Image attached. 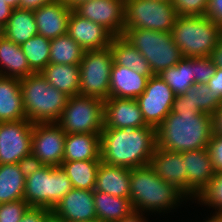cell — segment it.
I'll return each mask as SVG.
<instances>
[{"label":"cell","instance_id":"bcb514c9","mask_svg":"<svg viewBox=\"0 0 222 222\" xmlns=\"http://www.w3.org/2000/svg\"><path fill=\"white\" fill-rule=\"evenodd\" d=\"M53 1L56 0H20L18 8L35 11L37 8L52 3Z\"/></svg>","mask_w":222,"mask_h":222},{"label":"cell","instance_id":"f546056e","mask_svg":"<svg viewBox=\"0 0 222 222\" xmlns=\"http://www.w3.org/2000/svg\"><path fill=\"white\" fill-rule=\"evenodd\" d=\"M101 160H77L62 162L61 167L73 188L94 190L97 170Z\"/></svg>","mask_w":222,"mask_h":222},{"label":"cell","instance_id":"6da1fadb","mask_svg":"<svg viewBox=\"0 0 222 222\" xmlns=\"http://www.w3.org/2000/svg\"><path fill=\"white\" fill-rule=\"evenodd\" d=\"M156 148V129L139 128L103 129L100 134L101 161L128 169L150 163Z\"/></svg>","mask_w":222,"mask_h":222},{"label":"cell","instance_id":"c3c4849f","mask_svg":"<svg viewBox=\"0 0 222 222\" xmlns=\"http://www.w3.org/2000/svg\"><path fill=\"white\" fill-rule=\"evenodd\" d=\"M13 8L5 0H0V24L5 27Z\"/></svg>","mask_w":222,"mask_h":222},{"label":"cell","instance_id":"7402d4cb","mask_svg":"<svg viewBox=\"0 0 222 222\" xmlns=\"http://www.w3.org/2000/svg\"><path fill=\"white\" fill-rule=\"evenodd\" d=\"M131 169L109 165L101 161L94 190L116 197L130 198Z\"/></svg>","mask_w":222,"mask_h":222},{"label":"cell","instance_id":"7a4b0ae2","mask_svg":"<svg viewBox=\"0 0 222 222\" xmlns=\"http://www.w3.org/2000/svg\"><path fill=\"white\" fill-rule=\"evenodd\" d=\"M213 133L212 115L170 112L156 128V146L177 152L207 148Z\"/></svg>","mask_w":222,"mask_h":222},{"label":"cell","instance_id":"4dcf8cb0","mask_svg":"<svg viewBox=\"0 0 222 222\" xmlns=\"http://www.w3.org/2000/svg\"><path fill=\"white\" fill-rule=\"evenodd\" d=\"M25 177L18 164H0V204L24 197Z\"/></svg>","mask_w":222,"mask_h":222},{"label":"cell","instance_id":"44dd1931","mask_svg":"<svg viewBox=\"0 0 222 222\" xmlns=\"http://www.w3.org/2000/svg\"><path fill=\"white\" fill-rule=\"evenodd\" d=\"M148 76L134 72L124 66L112 65L109 98L136 99L145 90Z\"/></svg>","mask_w":222,"mask_h":222},{"label":"cell","instance_id":"11a10c76","mask_svg":"<svg viewBox=\"0 0 222 222\" xmlns=\"http://www.w3.org/2000/svg\"><path fill=\"white\" fill-rule=\"evenodd\" d=\"M46 222H60V221L51 216Z\"/></svg>","mask_w":222,"mask_h":222},{"label":"cell","instance_id":"4fadbf2b","mask_svg":"<svg viewBox=\"0 0 222 222\" xmlns=\"http://www.w3.org/2000/svg\"><path fill=\"white\" fill-rule=\"evenodd\" d=\"M66 133L57 123L33 124L31 153L45 166H61Z\"/></svg>","mask_w":222,"mask_h":222},{"label":"cell","instance_id":"1f68e13d","mask_svg":"<svg viewBox=\"0 0 222 222\" xmlns=\"http://www.w3.org/2000/svg\"><path fill=\"white\" fill-rule=\"evenodd\" d=\"M174 92L175 96L185 94L195 83L194 58H182L177 65L158 74Z\"/></svg>","mask_w":222,"mask_h":222},{"label":"cell","instance_id":"277c9868","mask_svg":"<svg viewBox=\"0 0 222 222\" xmlns=\"http://www.w3.org/2000/svg\"><path fill=\"white\" fill-rule=\"evenodd\" d=\"M20 86L27 120L33 124L58 122L69 96L51 86L40 73L20 79Z\"/></svg>","mask_w":222,"mask_h":222},{"label":"cell","instance_id":"ee69618b","mask_svg":"<svg viewBox=\"0 0 222 222\" xmlns=\"http://www.w3.org/2000/svg\"><path fill=\"white\" fill-rule=\"evenodd\" d=\"M205 16L222 28V0H209Z\"/></svg>","mask_w":222,"mask_h":222},{"label":"cell","instance_id":"816d5d0a","mask_svg":"<svg viewBox=\"0 0 222 222\" xmlns=\"http://www.w3.org/2000/svg\"><path fill=\"white\" fill-rule=\"evenodd\" d=\"M62 1L68 8L75 9L79 4L84 3L88 0H60Z\"/></svg>","mask_w":222,"mask_h":222},{"label":"cell","instance_id":"603a6c76","mask_svg":"<svg viewBox=\"0 0 222 222\" xmlns=\"http://www.w3.org/2000/svg\"><path fill=\"white\" fill-rule=\"evenodd\" d=\"M26 118L20 79L0 76V122L20 121Z\"/></svg>","mask_w":222,"mask_h":222},{"label":"cell","instance_id":"6f0895ef","mask_svg":"<svg viewBox=\"0 0 222 222\" xmlns=\"http://www.w3.org/2000/svg\"><path fill=\"white\" fill-rule=\"evenodd\" d=\"M159 1L172 2L173 0H159Z\"/></svg>","mask_w":222,"mask_h":222},{"label":"cell","instance_id":"9c48e42d","mask_svg":"<svg viewBox=\"0 0 222 222\" xmlns=\"http://www.w3.org/2000/svg\"><path fill=\"white\" fill-rule=\"evenodd\" d=\"M103 102L80 94L68 97L57 124L66 134L101 133L104 128Z\"/></svg>","mask_w":222,"mask_h":222},{"label":"cell","instance_id":"8992f818","mask_svg":"<svg viewBox=\"0 0 222 222\" xmlns=\"http://www.w3.org/2000/svg\"><path fill=\"white\" fill-rule=\"evenodd\" d=\"M122 37L144 56L153 75L174 67L183 58L171 32L124 29Z\"/></svg>","mask_w":222,"mask_h":222},{"label":"cell","instance_id":"52a82bcc","mask_svg":"<svg viewBox=\"0 0 222 222\" xmlns=\"http://www.w3.org/2000/svg\"><path fill=\"white\" fill-rule=\"evenodd\" d=\"M73 188L61 166H44L25 178L23 199L30 207L52 209Z\"/></svg>","mask_w":222,"mask_h":222},{"label":"cell","instance_id":"681fc988","mask_svg":"<svg viewBox=\"0 0 222 222\" xmlns=\"http://www.w3.org/2000/svg\"><path fill=\"white\" fill-rule=\"evenodd\" d=\"M213 133L222 136V105L212 115Z\"/></svg>","mask_w":222,"mask_h":222},{"label":"cell","instance_id":"ffe728a7","mask_svg":"<svg viewBox=\"0 0 222 222\" xmlns=\"http://www.w3.org/2000/svg\"><path fill=\"white\" fill-rule=\"evenodd\" d=\"M72 9L62 1L56 0L37 8L34 13L38 34L54 39L67 34L68 20Z\"/></svg>","mask_w":222,"mask_h":222},{"label":"cell","instance_id":"484cf974","mask_svg":"<svg viewBox=\"0 0 222 222\" xmlns=\"http://www.w3.org/2000/svg\"><path fill=\"white\" fill-rule=\"evenodd\" d=\"M40 74L47 82L67 96L79 95V65L48 64Z\"/></svg>","mask_w":222,"mask_h":222},{"label":"cell","instance_id":"8d00e7d4","mask_svg":"<svg viewBox=\"0 0 222 222\" xmlns=\"http://www.w3.org/2000/svg\"><path fill=\"white\" fill-rule=\"evenodd\" d=\"M178 16H205L209 0H173Z\"/></svg>","mask_w":222,"mask_h":222},{"label":"cell","instance_id":"cb8c5ba5","mask_svg":"<svg viewBox=\"0 0 222 222\" xmlns=\"http://www.w3.org/2000/svg\"><path fill=\"white\" fill-rule=\"evenodd\" d=\"M32 74L20 45L0 37V76L22 79Z\"/></svg>","mask_w":222,"mask_h":222},{"label":"cell","instance_id":"9f6ffc18","mask_svg":"<svg viewBox=\"0 0 222 222\" xmlns=\"http://www.w3.org/2000/svg\"><path fill=\"white\" fill-rule=\"evenodd\" d=\"M4 36V27L0 24V37Z\"/></svg>","mask_w":222,"mask_h":222},{"label":"cell","instance_id":"30bf717a","mask_svg":"<svg viewBox=\"0 0 222 222\" xmlns=\"http://www.w3.org/2000/svg\"><path fill=\"white\" fill-rule=\"evenodd\" d=\"M113 56L110 46L100 50L85 51L79 64V94L105 101L109 98Z\"/></svg>","mask_w":222,"mask_h":222},{"label":"cell","instance_id":"d6986e66","mask_svg":"<svg viewBox=\"0 0 222 222\" xmlns=\"http://www.w3.org/2000/svg\"><path fill=\"white\" fill-rule=\"evenodd\" d=\"M149 165L164 182L175 186L187 197V175L180 152L156 146Z\"/></svg>","mask_w":222,"mask_h":222},{"label":"cell","instance_id":"ac0fdd59","mask_svg":"<svg viewBox=\"0 0 222 222\" xmlns=\"http://www.w3.org/2000/svg\"><path fill=\"white\" fill-rule=\"evenodd\" d=\"M67 34L85 51L107 48L114 37L98 23L80 17L73 10L68 20Z\"/></svg>","mask_w":222,"mask_h":222},{"label":"cell","instance_id":"60d3db41","mask_svg":"<svg viewBox=\"0 0 222 222\" xmlns=\"http://www.w3.org/2000/svg\"><path fill=\"white\" fill-rule=\"evenodd\" d=\"M17 164L19 170L25 178L34 174L36 171L45 166L43 162L32 153L19 160Z\"/></svg>","mask_w":222,"mask_h":222},{"label":"cell","instance_id":"d4e9b609","mask_svg":"<svg viewBox=\"0 0 222 222\" xmlns=\"http://www.w3.org/2000/svg\"><path fill=\"white\" fill-rule=\"evenodd\" d=\"M101 133L66 134L63 161L101 160Z\"/></svg>","mask_w":222,"mask_h":222},{"label":"cell","instance_id":"db71d44e","mask_svg":"<svg viewBox=\"0 0 222 222\" xmlns=\"http://www.w3.org/2000/svg\"><path fill=\"white\" fill-rule=\"evenodd\" d=\"M8 5H10L13 9L19 7L20 0H5Z\"/></svg>","mask_w":222,"mask_h":222},{"label":"cell","instance_id":"3957f363","mask_svg":"<svg viewBox=\"0 0 222 222\" xmlns=\"http://www.w3.org/2000/svg\"><path fill=\"white\" fill-rule=\"evenodd\" d=\"M130 201L134 211L169 213L189 199L175 186L164 182L148 164L131 169Z\"/></svg>","mask_w":222,"mask_h":222},{"label":"cell","instance_id":"5b68a950","mask_svg":"<svg viewBox=\"0 0 222 222\" xmlns=\"http://www.w3.org/2000/svg\"><path fill=\"white\" fill-rule=\"evenodd\" d=\"M171 34L182 57H204L211 56L222 28L206 16H178Z\"/></svg>","mask_w":222,"mask_h":222},{"label":"cell","instance_id":"ba28073f","mask_svg":"<svg viewBox=\"0 0 222 222\" xmlns=\"http://www.w3.org/2000/svg\"><path fill=\"white\" fill-rule=\"evenodd\" d=\"M177 17L172 2L124 0V29L171 32Z\"/></svg>","mask_w":222,"mask_h":222},{"label":"cell","instance_id":"836d02e7","mask_svg":"<svg viewBox=\"0 0 222 222\" xmlns=\"http://www.w3.org/2000/svg\"><path fill=\"white\" fill-rule=\"evenodd\" d=\"M50 42V39L37 34L20 45L34 73H40L49 64Z\"/></svg>","mask_w":222,"mask_h":222},{"label":"cell","instance_id":"e0dca14e","mask_svg":"<svg viewBox=\"0 0 222 222\" xmlns=\"http://www.w3.org/2000/svg\"><path fill=\"white\" fill-rule=\"evenodd\" d=\"M104 128H139L147 126L136 99L112 97L104 102Z\"/></svg>","mask_w":222,"mask_h":222},{"label":"cell","instance_id":"f6af8a7d","mask_svg":"<svg viewBox=\"0 0 222 222\" xmlns=\"http://www.w3.org/2000/svg\"><path fill=\"white\" fill-rule=\"evenodd\" d=\"M207 84L210 90L222 100V69L216 68L215 75Z\"/></svg>","mask_w":222,"mask_h":222},{"label":"cell","instance_id":"7bdbcfd3","mask_svg":"<svg viewBox=\"0 0 222 222\" xmlns=\"http://www.w3.org/2000/svg\"><path fill=\"white\" fill-rule=\"evenodd\" d=\"M172 113L181 114V113H201L202 111L194 106L188 98H185L183 95L175 96Z\"/></svg>","mask_w":222,"mask_h":222},{"label":"cell","instance_id":"83f0119b","mask_svg":"<svg viewBox=\"0 0 222 222\" xmlns=\"http://www.w3.org/2000/svg\"><path fill=\"white\" fill-rule=\"evenodd\" d=\"M94 206L97 222H117L134 212L130 198L116 197L96 190Z\"/></svg>","mask_w":222,"mask_h":222},{"label":"cell","instance_id":"f907efd6","mask_svg":"<svg viewBox=\"0 0 222 222\" xmlns=\"http://www.w3.org/2000/svg\"><path fill=\"white\" fill-rule=\"evenodd\" d=\"M145 213L134 211L129 216L117 221V222H148V218Z\"/></svg>","mask_w":222,"mask_h":222},{"label":"cell","instance_id":"f1b7e54d","mask_svg":"<svg viewBox=\"0 0 222 222\" xmlns=\"http://www.w3.org/2000/svg\"><path fill=\"white\" fill-rule=\"evenodd\" d=\"M37 34L38 28L33 11L13 9L4 27V36L15 44L21 45Z\"/></svg>","mask_w":222,"mask_h":222},{"label":"cell","instance_id":"8fae6325","mask_svg":"<svg viewBox=\"0 0 222 222\" xmlns=\"http://www.w3.org/2000/svg\"><path fill=\"white\" fill-rule=\"evenodd\" d=\"M175 94L159 75L149 78L144 92L136 98L146 125L155 129L172 111Z\"/></svg>","mask_w":222,"mask_h":222},{"label":"cell","instance_id":"f5cc1de1","mask_svg":"<svg viewBox=\"0 0 222 222\" xmlns=\"http://www.w3.org/2000/svg\"><path fill=\"white\" fill-rule=\"evenodd\" d=\"M213 215L208 217V219L203 220L202 222H222V213L213 212Z\"/></svg>","mask_w":222,"mask_h":222},{"label":"cell","instance_id":"ab89813d","mask_svg":"<svg viewBox=\"0 0 222 222\" xmlns=\"http://www.w3.org/2000/svg\"><path fill=\"white\" fill-rule=\"evenodd\" d=\"M207 149L215 173L222 172V136L212 133Z\"/></svg>","mask_w":222,"mask_h":222},{"label":"cell","instance_id":"74e56055","mask_svg":"<svg viewBox=\"0 0 222 222\" xmlns=\"http://www.w3.org/2000/svg\"><path fill=\"white\" fill-rule=\"evenodd\" d=\"M29 207L24 199L0 204V222H19Z\"/></svg>","mask_w":222,"mask_h":222},{"label":"cell","instance_id":"2e32d148","mask_svg":"<svg viewBox=\"0 0 222 222\" xmlns=\"http://www.w3.org/2000/svg\"><path fill=\"white\" fill-rule=\"evenodd\" d=\"M187 175V198L194 203L215 176L207 148L182 152Z\"/></svg>","mask_w":222,"mask_h":222},{"label":"cell","instance_id":"d590c367","mask_svg":"<svg viewBox=\"0 0 222 222\" xmlns=\"http://www.w3.org/2000/svg\"><path fill=\"white\" fill-rule=\"evenodd\" d=\"M215 209L222 213V172L215 173L209 185L195 199V203Z\"/></svg>","mask_w":222,"mask_h":222},{"label":"cell","instance_id":"5bb4252c","mask_svg":"<svg viewBox=\"0 0 222 222\" xmlns=\"http://www.w3.org/2000/svg\"><path fill=\"white\" fill-rule=\"evenodd\" d=\"M73 11L107 29L114 37L124 32V0H88Z\"/></svg>","mask_w":222,"mask_h":222},{"label":"cell","instance_id":"7c38bea8","mask_svg":"<svg viewBox=\"0 0 222 222\" xmlns=\"http://www.w3.org/2000/svg\"><path fill=\"white\" fill-rule=\"evenodd\" d=\"M33 123L0 122V164H14L31 154Z\"/></svg>","mask_w":222,"mask_h":222},{"label":"cell","instance_id":"7dc6e473","mask_svg":"<svg viewBox=\"0 0 222 222\" xmlns=\"http://www.w3.org/2000/svg\"><path fill=\"white\" fill-rule=\"evenodd\" d=\"M214 65L222 69V35L220 36L217 45L213 49L211 56Z\"/></svg>","mask_w":222,"mask_h":222},{"label":"cell","instance_id":"9a60e30c","mask_svg":"<svg viewBox=\"0 0 222 222\" xmlns=\"http://www.w3.org/2000/svg\"><path fill=\"white\" fill-rule=\"evenodd\" d=\"M51 212L60 222H97L94 190L72 188Z\"/></svg>","mask_w":222,"mask_h":222},{"label":"cell","instance_id":"b9f144b4","mask_svg":"<svg viewBox=\"0 0 222 222\" xmlns=\"http://www.w3.org/2000/svg\"><path fill=\"white\" fill-rule=\"evenodd\" d=\"M52 216L51 210L44 207H29L19 222H46Z\"/></svg>","mask_w":222,"mask_h":222},{"label":"cell","instance_id":"f35d334b","mask_svg":"<svg viewBox=\"0 0 222 222\" xmlns=\"http://www.w3.org/2000/svg\"><path fill=\"white\" fill-rule=\"evenodd\" d=\"M216 66L210 56L194 57V81L195 83L207 84L215 75Z\"/></svg>","mask_w":222,"mask_h":222},{"label":"cell","instance_id":"4316f807","mask_svg":"<svg viewBox=\"0 0 222 222\" xmlns=\"http://www.w3.org/2000/svg\"><path fill=\"white\" fill-rule=\"evenodd\" d=\"M110 48L113 64L124 66L149 78L153 76L149 63L144 56L122 36L113 37Z\"/></svg>","mask_w":222,"mask_h":222},{"label":"cell","instance_id":"d6a6232c","mask_svg":"<svg viewBox=\"0 0 222 222\" xmlns=\"http://www.w3.org/2000/svg\"><path fill=\"white\" fill-rule=\"evenodd\" d=\"M85 50L68 34L51 39L49 64L79 65Z\"/></svg>","mask_w":222,"mask_h":222},{"label":"cell","instance_id":"e575fe53","mask_svg":"<svg viewBox=\"0 0 222 222\" xmlns=\"http://www.w3.org/2000/svg\"><path fill=\"white\" fill-rule=\"evenodd\" d=\"M182 95L202 112L209 115H213L222 105V100L210 90L208 84L194 83Z\"/></svg>","mask_w":222,"mask_h":222}]
</instances>
